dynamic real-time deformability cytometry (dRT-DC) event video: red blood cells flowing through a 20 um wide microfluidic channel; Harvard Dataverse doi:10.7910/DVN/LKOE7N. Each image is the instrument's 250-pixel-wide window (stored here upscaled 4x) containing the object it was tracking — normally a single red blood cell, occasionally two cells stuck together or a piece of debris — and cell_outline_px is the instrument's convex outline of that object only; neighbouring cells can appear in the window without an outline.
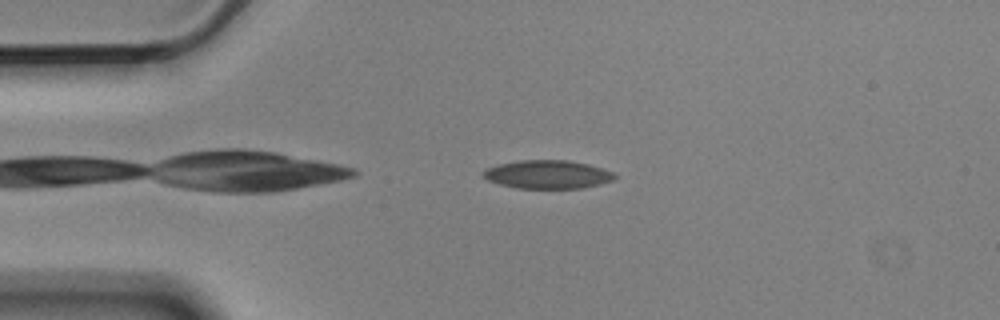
{"species": "Egyptian fruit bat (a non-hibernating species)", "species_latin": "Rousettus aegyptiacus", "temperature_condition": "cold", "stored_images_in_passage": 4, "camera_frame_rate_fps": 3000, "um_per_image_px": 0.085, "animal": {"sex": "male"}, "frame": {"image": 1, "passage_image": 3, "time_ms": 0.667, "image_size_px": [1000, 320], "cell_outline_px": [[620, 176], [616, 180], [584, 188], [516, 188], [500, 184], [488, 180], [480, 176], [480, 172], [484, 168], [500, 164], [520, 160], [568, 160], [588, 164], [616, 172]], "centroid_in_image_um": [46.58, 14.82], "position_along_channel_um": 38.4, "area_um2": 22.2}}